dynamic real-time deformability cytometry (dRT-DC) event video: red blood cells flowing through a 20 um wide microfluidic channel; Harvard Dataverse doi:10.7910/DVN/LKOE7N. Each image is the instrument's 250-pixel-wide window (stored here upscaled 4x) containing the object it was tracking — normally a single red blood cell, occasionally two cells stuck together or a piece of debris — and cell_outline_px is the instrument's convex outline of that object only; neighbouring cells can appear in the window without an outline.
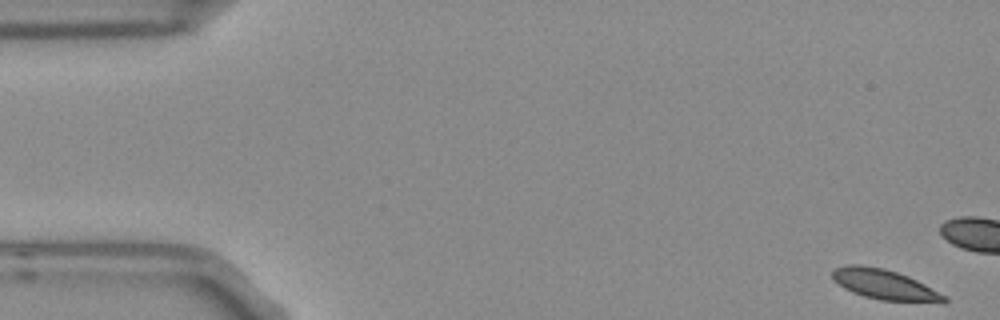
{"species": "Egyptian fruit bat (a non-hibernating species)", "species_latin": "Rousettus aegyptiacus", "temperature_condition": "room temperature", "stored_images_in_passage": 14, "camera_frame_rate_fps": 3000, "um_per_image_px": 0.085, "frame": {"image": 1, "passage_image": 1, "time_ms": 0.0, "image_size_px": [1000, 320], "cell_outline_px": [[948, 300], [944, 304], [880, 300], [864, 296], [852, 292], [844, 288], [832, 280], [832, 272], [836, 268], [848, 264], [860, 264], [884, 268], [908, 276], [948, 296]], "centroid_in_image_um": [75.24, 24.21], "position_along_channel_um": 9.8, "area_um2": 20.0}}